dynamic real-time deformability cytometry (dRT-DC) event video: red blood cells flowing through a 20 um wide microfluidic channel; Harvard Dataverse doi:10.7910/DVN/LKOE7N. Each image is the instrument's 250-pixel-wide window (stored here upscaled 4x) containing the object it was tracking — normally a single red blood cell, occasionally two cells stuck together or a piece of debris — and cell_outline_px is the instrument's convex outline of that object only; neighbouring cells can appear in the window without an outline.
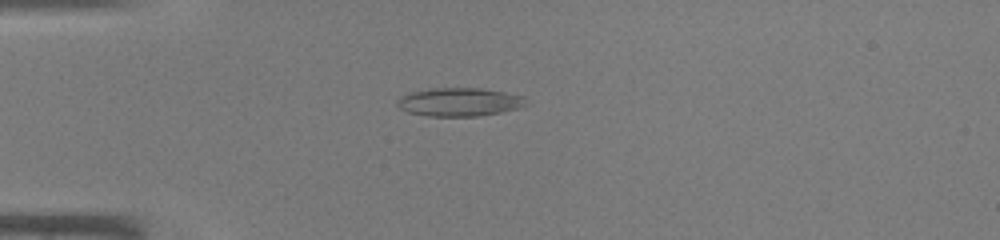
{"species": "common noctule bat (a hibernating species)", "species_latin": "Nyctalus noctula", "temperature_condition": "warm", "stored_images_in_passage": 29, "camera_frame_rate_fps": 3000, "um_per_image_px": 0.085, "animal": {"sex": "male", "body_mass_g": 19.0, "forearm_length_mm": 50.8}, "frame": {"image": 1, "passage_image": 2, "time_ms": 0.333, "image_size_px": [1000, 240], "cell_outline_px": [[524, 104], [516, 108], [500, 112], [476, 116], [428, 116], [408, 112], [400, 108], [396, 104], [396, 100], [400, 96], [412, 92], [432, 88], [480, 88], [504, 92], [524, 96]], "centroid_in_image_um": [38.97, 8.66], "position_along_channel_um": 46.0, "area_um2": 21.04}}
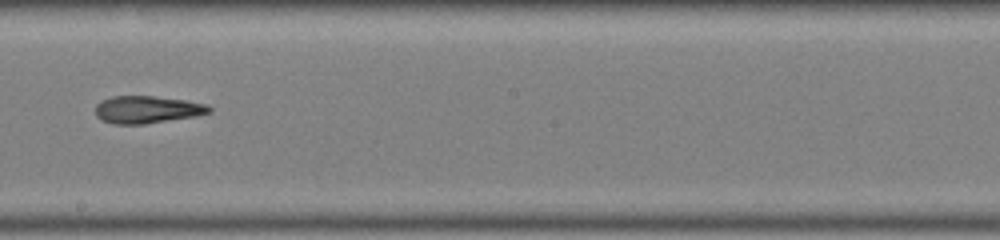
{"frame": {"image": 2, "passage_image": 16, "time_ms": 5.0, "image_size_px": [1000, 240], "cell_outline_px": [[212, 112], [196, 116], [144, 124], [112, 124], [100, 120], [96, 116], [96, 104], [100, 100], [112, 96], [152, 96], [184, 100], [208, 104], [212, 108]], "centroid_in_image_um": [12.49, 9.31], "position_along_channel_um": 235.7, "area_um2": 18.32}}
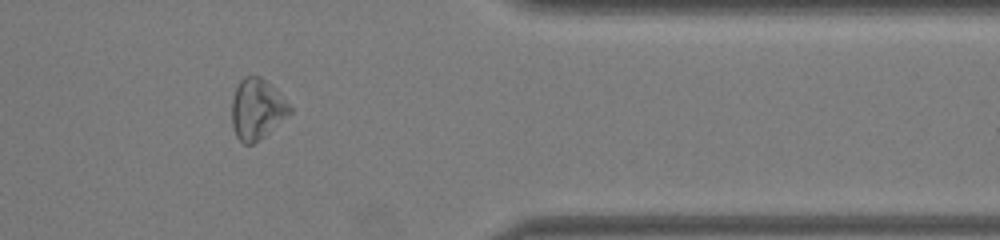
{"frame": {"image": 3, "passage_image": 27, "time_ms": 8.667, "image_size_px": [1000, 240], "cell_outline_px": [[292, 112], [268, 132], [252, 144], [244, 144], [236, 136], [232, 128], [232, 100], [236, 88], [240, 80], [244, 76], [260, 76], [292, 108]], "centroid_in_image_um": [21.8, 9.29], "position_along_channel_um": 389.6, "area_um2": 19.88}}